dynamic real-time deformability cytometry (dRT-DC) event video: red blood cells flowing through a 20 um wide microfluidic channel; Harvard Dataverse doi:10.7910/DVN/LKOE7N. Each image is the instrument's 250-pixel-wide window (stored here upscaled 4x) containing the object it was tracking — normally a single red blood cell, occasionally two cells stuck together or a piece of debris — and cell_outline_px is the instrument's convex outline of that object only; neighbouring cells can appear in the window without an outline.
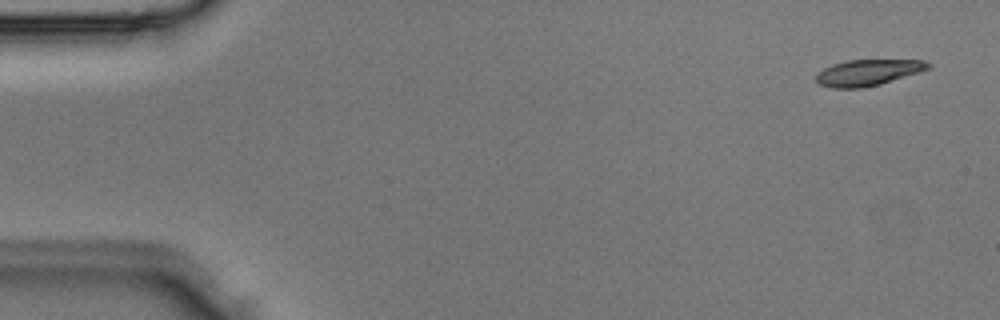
{"species": "Egyptian fruit bat (a non-hibernating species)", "species_latin": "Rousettus aegyptiacus", "temperature_condition": "room temperature", "stored_images_in_passage": 3, "camera_frame_rate_fps": 3000, "um_per_image_px": 0.085, "animal": {"sex": "male"}, "frame": {"image": 1, "passage_image": 1, "time_ms": 0.0, "image_size_px": [1000, 320], "cell_outline_px": [[932, 68], [920, 72], [880, 84], [860, 88], [832, 88], [820, 84], [816, 80], [816, 72], [832, 64], [844, 60], [924, 60], [932, 64]], "centroid_in_image_um": [73.79, 6.16], "position_along_channel_um": 11.2, "area_um2": 17.17}}